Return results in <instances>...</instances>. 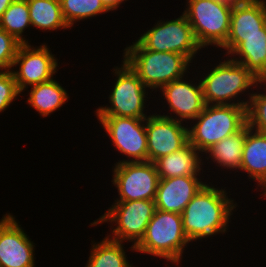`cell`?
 <instances>
[{"instance_id": "cell-1", "label": "cell", "mask_w": 266, "mask_h": 267, "mask_svg": "<svg viewBox=\"0 0 266 267\" xmlns=\"http://www.w3.org/2000/svg\"><path fill=\"white\" fill-rule=\"evenodd\" d=\"M225 189L205 184L182 212L184 232L193 242L218 233H225L236 204Z\"/></svg>"}, {"instance_id": "cell-2", "label": "cell", "mask_w": 266, "mask_h": 267, "mask_svg": "<svg viewBox=\"0 0 266 267\" xmlns=\"http://www.w3.org/2000/svg\"><path fill=\"white\" fill-rule=\"evenodd\" d=\"M124 51V61L150 89H161L172 81L184 78L191 63L184 55L148 50L138 41Z\"/></svg>"}, {"instance_id": "cell-3", "label": "cell", "mask_w": 266, "mask_h": 267, "mask_svg": "<svg viewBox=\"0 0 266 267\" xmlns=\"http://www.w3.org/2000/svg\"><path fill=\"white\" fill-rule=\"evenodd\" d=\"M188 128L189 143L203 154L212 145L236 134L247 125V107L241 105H209Z\"/></svg>"}, {"instance_id": "cell-4", "label": "cell", "mask_w": 266, "mask_h": 267, "mask_svg": "<svg viewBox=\"0 0 266 267\" xmlns=\"http://www.w3.org/2000/svg\"><path fill=\"white\" fill-rule=\"evenodd\" d=\"M203 89V99L209 105H241L247 107L249 101L237 100L233 98L241 95L250 87H257L258 84L266 85V80L256 78L244 65L229 59L219 65L201 78ZM264 83V84H262ZM257 84V85H256ZM241 93V94H240ZM231 100L234 102L231 103ZM229 101V102H228Z\"/></svg>"}, {"instance_id": "cell-5", "label": "cell", "mask_w": 266, "mask_h": 267, "mask_svg": "<svg viewBox=\"0 0 266 267\" xmlns=\"http://www.w3.org/2000/svg\"><path fill=\"white\" fill-rule=\"evenodd\" d=\"M189 242L183 229L181 214L155 209L135 251L167 259L168 262L170 260L178 265Z\"/></svg>"}, {"instance_id": "cell-6", "label": "cell", "mask_w": 266, "mask_h": 267, "mask_svg": "<svg viewBox=\"0 0 266 267\" xmlns=\"http://www.w3.org/2000/svg\"><path fill=\"white\" fill-rule=\"evenodd\" d=\"M183 14L189 21L198 44L222 47L230 30L232 0H188Z\"/></svg>"}, {"instance_id": "cell-7", "label": "cell", "mask_w": 266, "mask_h": 267, "mask_svg": "<svg viewBox=\"0 0 266 267\" xmlns=\"http://www.w3.org/2000/svg\"><path fill=\"white\" fill-rule=\"evenodd\" d=\"M104 215L91 223V226L103 222H115V228H112V240L124 242L130 241L134 244L130 247L135 251V246L143 238L147 225L155 212V201L135 200L115 202Z\"/></svg>"}, {"instance_id": "cell-8", "label": "cell", "mask_w": 266, "mask_h": 267, "mask_svg": "<svg viewBox=\"0 0 266 267\" xmlns=\"http://www.w3.org/2000/svg\"><path fill=\"white\" fill-rule=\"evenodd\" d=\"M115 68L117 79L109 95L111 107H99L96 115L147 118L144 114L147 87L125 61L121 68Z\"/></svg>"}, {"instance_id": "cell-9", "label": "cell", "mask_w": 266, "mask_h": 267, "mask_svg": "<svg viewBox=\"0 0 266 267\" xmlns=\"http://www.w3.org/2000/svg\"><path fill=\"white\" fill-rule=\"evenodd\" d=\"M145 49L173 52L184 55L190 62L202 47L198 44L193 29L186 16L175 20L158 21L137 40Z\"/></svg>"}, {"instance_id": "cell-10", "label": "cell", "mask_w": 266, "mask_h": 267, "mask_svg": "<svg viewBox=\"0 0 266 267\" xmlns=\"http://www.w3.org/2000/svg\"><path fill=\"white\" fill-rule=\"evenodd\" d=\"M113 173L120 195L115 202L155 200L160 178L153 162L116 163Z\"/></svg>"}, {"instance_id": "cell-11", "label": "cell", "mask_w": 266, "mask_h": 267, "mask_svg": "<svg viewBox=\"0 0 266 267\" xmlns=\"http://www.w3.org/2000/svg\"><path fill=\"white\" fill-rule=\"evenodd\" d=\"M114 147L127 156L133 158L122 162L148 161L147 133L145 118H131L120 116H97Z\"/></svg>"}, {"instance_id": "cell-12", "label": "cell", "mask_w": 266, "mask_h": 267, "mask_svg": "<svg viewBox=\"0 0 266 267\" xmlns=\"http://www.w3.org/2000/svg\"><path fill=\"white\" fill-rule=\"evenodd\" d=\"M181 121L169 115L153 114L145 118L148 161L155 162L182 149L188 142V128Z\"/></svg>"}, {"instance_id": "cell-13", "label": "cell", "mask_w": 266, "mask_h": 267, "mask_svg": "<svg viewBox=\"0 0 266 267\" xmlns=\"http://www.w3.org/2000/svg\"><path fill=\"white\" fill-rule=\"evenodd\" d=\"M21 44L18 48L13 65H19V70H11L17 87L23 92L28 86H33L53 79L57 72L58 62L45 44L37 48Z\"/></svg>"}, {"instance_id": "cell-14", "label": "cell", "mask_w": 266, "mask_h": 267, "mask_svg": "<svg viewBox=\"0 0 266 267\" xmlns=\"http://www.w3.org/2000/svg\"><path fill=\"white\" fill-rule=\"evenodd\" d=\"M35 245L11 214L0 220V267H35Z\"/></svg>"}, {"instance_id": "cell-15", "label": "cell", "mask_w": 266, "mask_h": 267, "mask_svg": "<svg viewBox=\"0 0 266 267\" xmlns=\"http://www.w3.org/2000/svg\"><path fill=\"white\" fill-rule=\"evenodd\" d=\"M266 35V2L264 0L234 2L230 30L221 47L227 55L242 42V36Z\"/></svg>"}, {"instance_id": "cell-16", "label": "cell", "mask_w": 266, "mask_h": 267, "mask_svg": "<svg viewBox=\"0 0 266 267\" xmlns=\"http://www.w3.org/2000/svg\"><path fill=\"white\" fill-rule=\"evenodd\" d=\"M198 176L160 179L155 197L156 209L182 214L191 199L206 184Z\"/></svg>"}, {"instance_id": "cell-17", "label": "cell", "mask_w": 266, "mask_h": 267, "mask_svg": "<svg viewBox=\"0 0 266 267\" xmlns=\"http://www.w3.org/2000/svg\"><path fill=\"white\" fill-rule=\"evenodd\" d=\"M168 102V109L178 116V121L194 120L204 109L203 89L201 80L197 85L188 81H172L161 89Z\"/></svg>"}, {"instance_id": "cell-18", "label": "cell", "mask_w": 266, "mask_h": 267, "mask_svg": "<svg viewBox=\"0 0 266 267\" xmlns=\"http://www.w3.org/2000/svg\"><path fill=\"white\" fill-rule=\"evenodd\" d=\"M254 132V133H253ZM249 179L257 180L266 194V133L255 131L246 125L241 168Z\"/></svg>"}, {"instance_id": "cell-19", "label": "cell", "mask_w": 266, "mask_h": 267, "mask_svg": "<svg viewBox=\"0 0 266 267\" xmlns=\"http://www.w3.org/2000/svg\"><path fill=\"white\" fill-rule=\"evenodd\" d=\"M197 148L189 142L180 150L158 158L154 164L160 179L178 176H198L203 165Z\"/></svg>"}, {"instance_id": "cell-20", "label": "cell", "mask_w": 266, "mask_h": 267, "mask_svg": "<svg viewBox=\"0 0 266 267\" xmlns=\"http://www.w3.org/2000/svg\"><path fill=\"white\" fill-rule=\"evenodd\" d=\"M230 58L244 65L256 78L266 80V35L242 36V42L230 53Z\"/></svg>"}, {"instance_id": "cell-21", "label": "cell", "mask_w": 266, "mask_h": 267, "mask_svg": "<svg viewBox=\"0 0 266 267\" xmlns=\"http://www.w3.org/2000/svg\"><path fill=\"white\" fill-rule=\"evenodd\" d=\"M27 103L42 117L52 114L68 100L66 90L54 79L31 86Z\"/></svg>"}, {"instance_id": "cell-22", "label": "cell", "mask_w": 266, "mask_h": 267, "mask_svg": "<svg viewBox=\"0 0 266 267\" xmlns=\"http://www.w3.org/2000/svg\"><path fill=\"white\" fill-rule=\"evenodd\" d=\"M246 136V126L236 134L227 136L218 143L212 145L204 153L209 154L213 162L227 169L241 168L243 146Z\"/></svg>"}, {"instance_id": "cell-23", "label": "cell", "mask_w": 266, "mask_h": 267, "mask_svg": "<svg viewBox=\"0 0 266 267\" xmlns=\"http://www.w3.org/2000/svg\"><path fill=\"white\" fill-rule=\"evenodd\" d=\"M31 26L40 30L70 28L63 17L60 0H27Z\"/></svg>"}, {"instance_id": "cell-24", "label": "cell", "mask_w": 266, "mask_h": 267, "mask_svg": "<svg viewBox=\"0 0 266 267\" xmlns=\"http://www.w3.org/2000/svg\"><path fill=\"white\" fill-rule=\"evenodd\" d=\"M85 267H132L127 261L122 242L105 237L92 245Z\"/></svg>"}, {"instance_id": "cell-25", "label": "cell", "mask_w": 266, "mask_h": 267, "mask_svg": "<svg viewBox=\"0 0 266 267\" xmlns=\"http://www.w3.org/2000/svg\"><path fill=\"white\" fill-rule=\"evenodd\" d=\"M27 0H14L0 18V28L21 44H28L22 37L25 28L31 25Z\"/></svg>"}, {"instance_id": "cell-26", "label": "cell", "mask_w": 266, "mask_h": 267, "mask_svg": "<svg viewBox=\"0 0 266 267\" xmlns=\"http://www.w3.org/2000/svg\"><path fill=\"white\" fill-rule=\"evenodd\" d=\"M60 4L63 17L70 28L78 20L110 12L101 0H60Z\"/></svg>"}, {"instance_id": "cell-27", "label": "cell", "mask_w": 266, "mask_h": 267, "mask_svg": "<svg viewBox=\"0 0 266 267\" xmlns=\"http://www.w3.org/2000/svg\"><path fill=\"white\" fill-rule=\"evenodd\" d=\"M249 95L247 125L252 130L266 133V91Z\"/></svg>"}, {"instance_id": "cell-28", "label": "cell", "mask_w": 266, "mask_h": 267, "mask_svg": "<svg viewBox=\"0 0 266 267\" xmlns=\"http://www.w3.org/2000/svg\"><path fill=\"white\" fill-rule=\"evenodd\" d=\"M21 45L13 36L0 28V71L12 70V65Z\"/></svg>"}, {"instance_id": "cell-29", "label": "cell", "mask_w": 266, "mask_h": 267, "mask_svg": "<svg viewBox=\"0 0 266 267\" xmlns=\"http://www.w3.org/2000/svg\"><path fill=\"white\" fill-rule=\"evenodd\" d=\"M19 94L11 70L0 71V112L6 110Z\"/></svg>"}, {"instance_id": "cell-30", "label": "cell", "mask_w": 266, "mask_h": 267, "mask_svg": "<svg viewBox=\"0 0 266 267\" xmlns=\"http://www.w3.org/2000/svg\"><path fill=\"white\" fill-rule=\"evenodd\" d=\"M103 5L109 10H116L119 5L125 0H101Z\"/></svg>"}, {"instance_id": "cell-31", "label": "cell", "mask_w": 266, "mask_h": 267, "mask_svg": "<svg viewBox=\"0 0 266 267\" xmlns=\"http://www.w3.org/2000/svg\"><path fill=\"white\" fill-rule=\"evenodd\" d=\"M14 0H0V18Z\"/></svg>"}, {"instance_id": "cell-32", "label": "cell", "mask_w": 266, "mask_h": 267, "mask_svg": "<svg viewBox=\"0 0 266 267\" xmlns=\"http://www.w3.org/2000/svg\"><path fill=\"white\" fill-rule=\"evenodd\" d=\"M234 2H242V1H255V0H232Z\"/></svg>"}]
</instances>
